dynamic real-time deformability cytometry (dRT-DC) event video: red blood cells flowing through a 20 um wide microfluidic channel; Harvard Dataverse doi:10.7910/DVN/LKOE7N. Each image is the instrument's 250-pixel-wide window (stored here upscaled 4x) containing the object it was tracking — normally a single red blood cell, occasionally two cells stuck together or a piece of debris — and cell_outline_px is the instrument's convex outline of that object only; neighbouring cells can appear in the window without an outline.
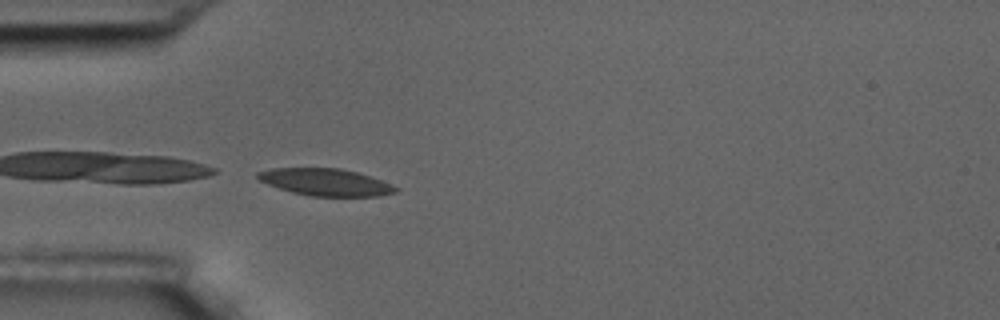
{"species": "common noctule bat (a hibernating species)", "species_latin": "Nyctalus noctula", "temperature_condition": "room temperature", "stored_images_in_passage": 5, "camera_frame_rate_fps": 3000, "um_per_image_px": 0.085, "animal": {"sex": "male", "body_mass_g": 17.5, "forearm_length_mm": 52.3}, "frame": {"image": 1, "passage_image": 5, "time_ms": 1.333, "image_size_px": [1000, 320], "cell_outline_px": [[400, 188], [396, 192], [380, 196], [312, 196], [292, 192], [268, 184], [260, 180], [256, 176], [256, 172], [272, 168], [340, 168], [356, 172], [392, 184]], "centroid_in_image_um": [27.68, 15.48], "position_along_channel_um": 57.3, "area_um2": 21.62}}